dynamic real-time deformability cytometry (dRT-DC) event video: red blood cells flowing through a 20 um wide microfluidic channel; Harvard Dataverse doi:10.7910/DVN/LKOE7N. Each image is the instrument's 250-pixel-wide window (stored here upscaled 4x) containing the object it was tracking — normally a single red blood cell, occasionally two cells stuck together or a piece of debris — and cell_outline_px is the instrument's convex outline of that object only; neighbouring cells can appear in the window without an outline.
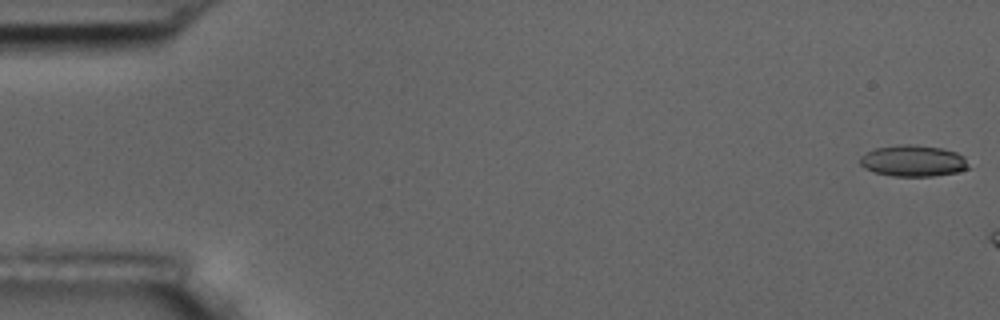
{"species": "common noctule bat (a hibernating species)", "species_latin": "Nyctalus noctula", "temperature_condition": "room temperature", "stored_images_in_passage": 7, "camera_frame_rate_fps": 3000, "um_per_image_px": 0.085, "animal": {"sex": "male", "body_mass_g": 17.5, "forearm_length_mm": 52.3}, "frame": {"image": 1, "passage_image": 1, "time_ms": 0.0, "image_size_px": [1000, 320], "cell_outline_px": [[972, 168], [956, 172], [932, 176], [892, 176], [876, 172], [864, 168], [860, 164], [860, 156], [864, 152], [876, 148], [900, 144], [916, 144], [940, 148], [956, 152], [964, 156]], "centroid_in_image_um": [77.63, 13.66], "position_along_channel_um": 7.4, "area_um2": 20.0}}